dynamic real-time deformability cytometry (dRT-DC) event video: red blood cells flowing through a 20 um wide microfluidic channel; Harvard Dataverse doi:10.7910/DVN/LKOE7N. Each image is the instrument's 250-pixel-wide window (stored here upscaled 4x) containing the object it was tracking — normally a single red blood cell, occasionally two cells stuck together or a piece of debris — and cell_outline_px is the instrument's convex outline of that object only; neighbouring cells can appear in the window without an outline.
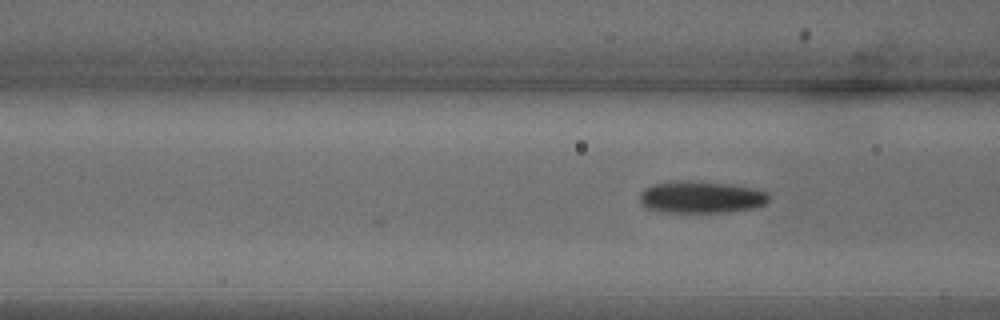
{"species": "common noctule bat (a hibernating species)", "species_latin": "Nyctalus noctula", "temperature_condition": "warm", "stored_images_in_passage": 3, "camera_frame_rate_fps": 3000, "um_per_image_px": 0.085, "animal": {"sex": "male", "body_mass_g": 18.8}, "frame": {"image": 1, "passage_image": 3, "time_ms": 0.667, "image_size_px": [1000, 320], "cell_outline_px": [[768, 200], [764, 204], [752, 208], [728, 212], [656, 212], [644, 208], [640, 204], [640, 192], [644, 188], [652, 184], [688, 180], [728, 184], [756, 188], [768, 192]], "centroid_in_image_um": [59.54, 16.76], "position_along_channel_um": 107.1, "area_um2": 24.28}}